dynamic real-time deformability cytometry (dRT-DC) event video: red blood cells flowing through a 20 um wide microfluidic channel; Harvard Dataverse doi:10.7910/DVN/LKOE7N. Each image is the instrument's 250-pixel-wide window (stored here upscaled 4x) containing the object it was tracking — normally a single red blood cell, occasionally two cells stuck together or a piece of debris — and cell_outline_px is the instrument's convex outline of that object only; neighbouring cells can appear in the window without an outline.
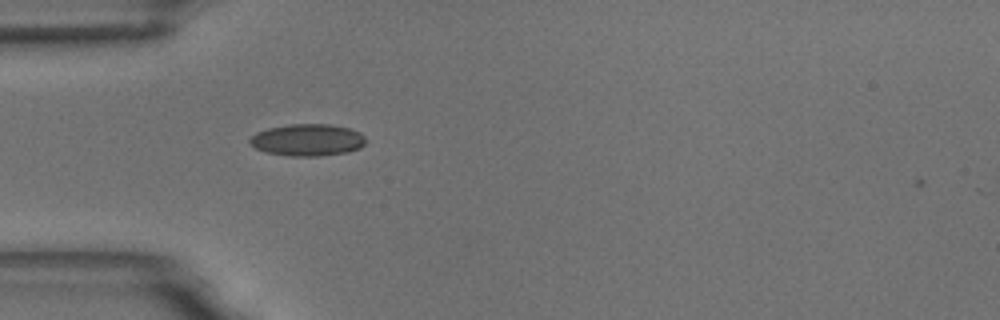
{"species": "common noctule bat (a hibernating species)", "species_latin": "Nyctalus noctula", "temperature_condition": "room temperature", "stored_images_in_passage": 4, "camera_frame_rate_fps": 3000, "um_per_image_px": 0.085, "animal": {"sex": "male", "body_mass_g": 18.8}, "frame": {"image": 1, "passage_image": 3, "time_ms": 0.667, "image_size_px": [1000, 320], "cell_outline_px": [[364, 144], [360, 148], [348, 152], [320, 156], [288, 156], [264, 152], [248, 144], [248, 140], [256, 132], [268, 128], [288, 124], [332, 124], [348, 128], [360, 132], [364, 136]], "centroid_in_image_um": [26.11, 11.9], "position_along_channel_um": 58.9, "area_um2": 21.79}}